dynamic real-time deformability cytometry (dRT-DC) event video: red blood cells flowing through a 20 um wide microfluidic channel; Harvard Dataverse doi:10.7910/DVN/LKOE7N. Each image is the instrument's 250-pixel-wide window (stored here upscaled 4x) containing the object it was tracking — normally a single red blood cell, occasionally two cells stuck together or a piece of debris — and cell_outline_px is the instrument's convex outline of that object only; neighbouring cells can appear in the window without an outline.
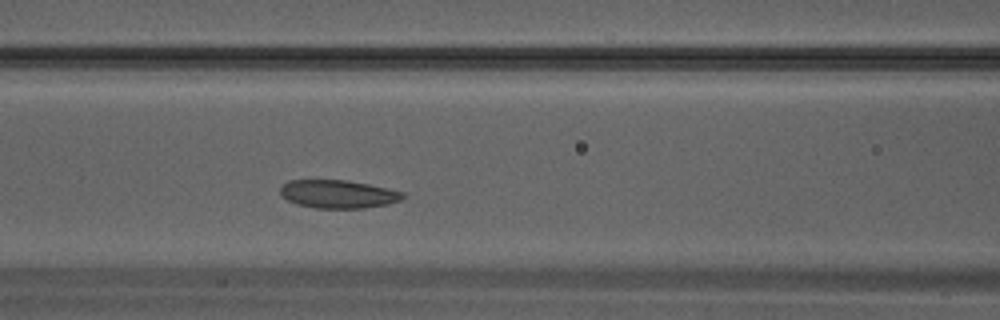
{"species": "Egyptian fruit bat (a non-hibernating species)", "species_latin": "Rousettus aegyptiacus", "temperature_condition": "warm", "stored_images_in_passage": 27, "camera_frame_rate_fps": 3000, "um_per_image_px": 0.085, "animal": {"sex": "male"}, "frame": {"image": 1, "passage_image": 8, "time_ms": 2.333, "image_size_px": [1000, 320], "cell_outline_px": [[404, 196], [400, 200], [388, 204], [364, 208], [316, 208], [296, 204], [280, 196], [280, 188], [288, 180], [344, 180], [368, 184], [404, 192]], "centroid_in_image_um": [28.71, 16.5], "position_along_channel_um": 137.9, "area_um2": 20.06}}
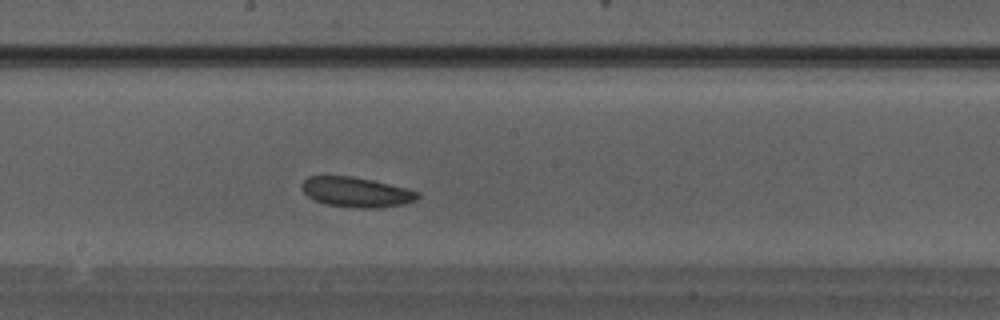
{"frame": {"image": 2, "passage_image": 12, "time_ms": 3.667, "image_size_px": [1000, 320], "cell_outline_px": [[420, 196], [416, 200], [404, 204], [376, 208], [352, 208], [328, 204], [316, 200], [308, 196], [304, 192], [300, 184], [308, 176], [352, 176], [372, 180], [408, 188], [420, 192]], "centroid_in_image_um": [30.31, 16.33], "position_along_channel_um": 217.9, "area_um2": 20.29}}
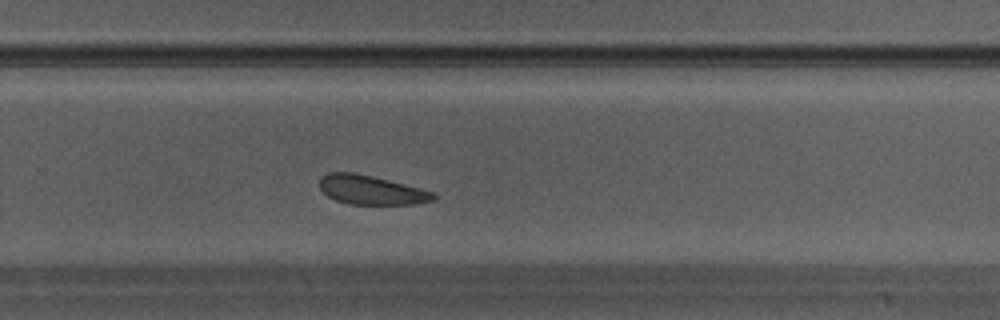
{"frame": {"image": 3, "passage_image": 16, "time_ms": 5.0, "image_size_px": [1000, 320], "cell_outline_px": [[436, 200], [416, 204], [348, 204], [336, 200], [328, 196], [320, 188], [320, 176], [328, 172], [352, 172], [372, 176], [436, 192]], "centroid_in_image_um": [31.57, 16.15], "position_along_channel_um": 298.2, "area_um2": 19.36}}